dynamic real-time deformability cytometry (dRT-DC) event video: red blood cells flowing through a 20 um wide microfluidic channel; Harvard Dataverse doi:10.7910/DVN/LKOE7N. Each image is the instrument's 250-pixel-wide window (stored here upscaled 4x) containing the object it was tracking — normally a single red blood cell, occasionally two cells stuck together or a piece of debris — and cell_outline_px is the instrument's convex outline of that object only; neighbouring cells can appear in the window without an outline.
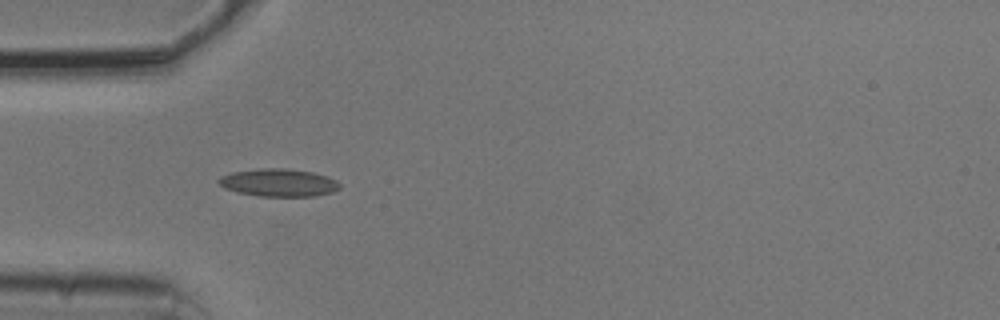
{"species": "common noctule bat (a hibernating species)", "species_latin": "Nyctalus noctula", "temperature_condition": "cold", "stored_images_in_passage": 27, "camera_frame_rate_fps": 3000, "um_per_image_px": 0.085, "animal": {"sex": "male", "body_mass_g": 20.5, "forearm_length_mm": 52.5}, "frame": {"image": 1, "passage_image": 1, "time_ms": 0.0, "image_size_px": [1000, 320], "cell_outline_px": [[340, 188], [332, 192], [312, 196], [260, 196], [236, 192], [224, 188], [216, 180], [220, 176], [232, 172], [260, 168], [288, 168], [312, 172], [328, 176], [336, 180], [340, 184]], "centroid_in_image_um": [23.67, 15.52], "position_along_channel_um": 61.3, "area_um2": 19.65}}
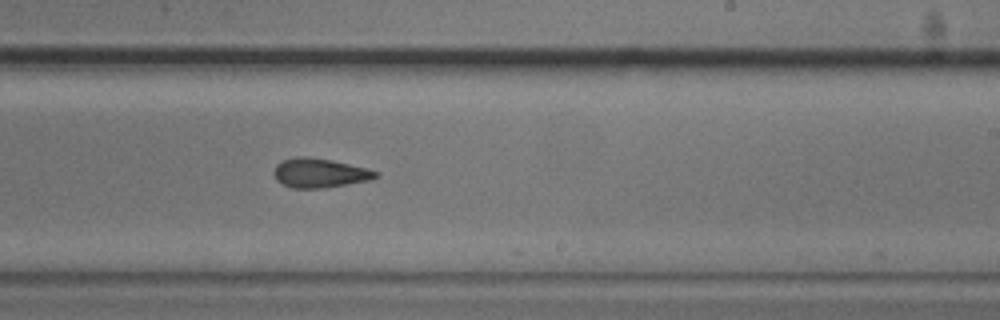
{"frame": {"image": 2, "passage_image": 17, "time_ms": 5.333, "image_size_px": [1000, 320], "cell_outline_px": [[380, 176], [372, 180], [324, 188], [292, 188], [276, 180], [272, 172], [276, 164], [284, 160], [296, 156], [304, 156], [332, 160], [368, 168], [380, 172]], "centroid_in_image_um": [27.21, 14.7], "position_along_channel_um": 261.8, "area_um2": 17.63}}
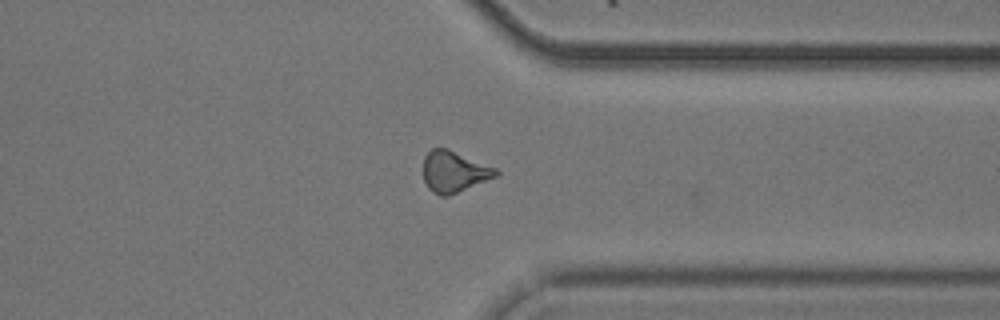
{"frame": {"image": 3, "passage_image": 26, "time_ms": 8.333, "image_size_px": [1000, 320], "cell_outline_px": [[500, 172], [496, 176], [448, 196], [440, 196], [432, 192], [428, 188], [424, 180], [424, 156], [432, 148], [448, 148], [496, 168]], "centroid_in_image_um": [38.58, 14.58], "position_along_channel_um": 372.8, "area_um2": 17.28}}